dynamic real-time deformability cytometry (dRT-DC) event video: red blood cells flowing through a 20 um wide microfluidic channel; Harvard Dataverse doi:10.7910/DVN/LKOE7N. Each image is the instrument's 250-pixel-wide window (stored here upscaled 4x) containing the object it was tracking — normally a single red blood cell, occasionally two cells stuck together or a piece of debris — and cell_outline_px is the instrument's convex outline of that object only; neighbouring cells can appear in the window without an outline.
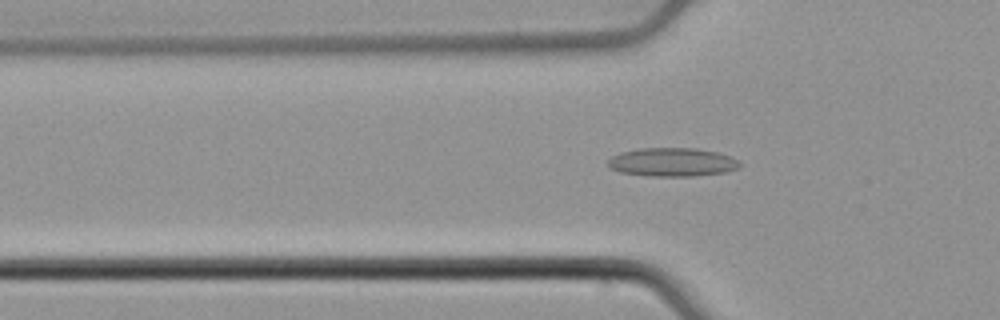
{"species": "common noctule bat (a hibernating species)", "species_latin": "Nyctalus noctula", "temperature_condition": "cold", "stored_images_in_passage": 49, "camera_frame_rate_fps": 3000, "um_per_image_px": 0.085, "animal": {"sex": "male", "body_mass_g": 21.5, "forearm_length_mm": 52.0}, "frame": {"image": 1, "passage_image": 18, "time_ms": 5.667, "image_size_px": [1000, 320], "cell_outline_px": [[740, 164], [736, 168], [724, 172], [692, 176], [648, 176], [620, 172], [608, 168], [608, 160], [612, 156], [620, 152], [640, 148], [696, 148], [716, 152], [728, 156], [736, 160]], "centroid_in_image_um": [57.06, 13.78], "position_along_channel_um": 68.7, "area_um2": 21.79}}
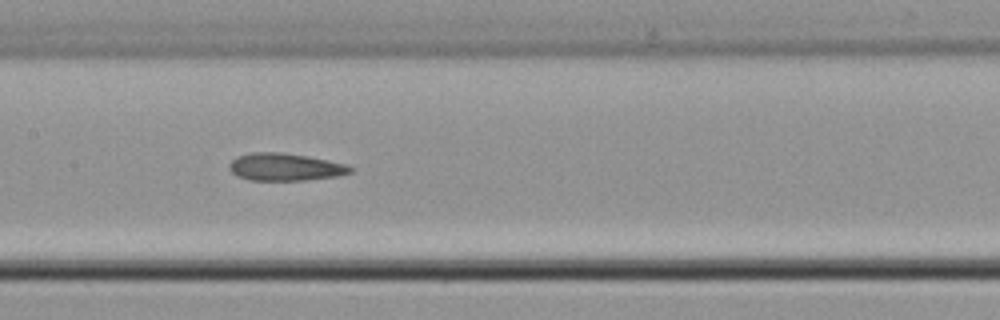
{"frame": {"image": 2, "passage_image": 27, "time_ms": 8.667, "image_size_px": [1000, 320], "cell_outline_px": [[352, 172], [336, 176], [304, 180], [248, 180], [236, 176], [228, 168], [228, 164], [236, 156], [252, 152], [280, 152], [308, 156], [344, 164], [352, 168]], "centroid_in_image_um": [24.16, 14.19], "position_along_channel_um": 183.2, "area_um2": 19.31}}
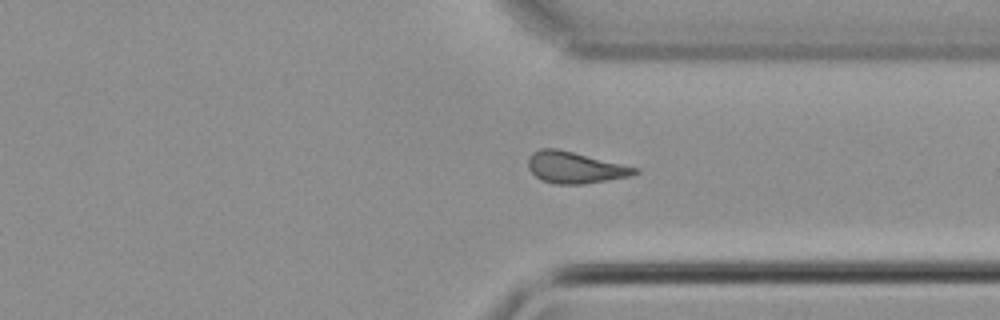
{"frame": {"image": 3, "passage_image": 41, "time_ms": 13.333, "image_size_px": [1000, 320], "cell_outline_px": [[640, 172], [632, 176], [584, 184], [556, 184], [540, 180], [528, 168], [528, 156], [532, 152], [540, 148], [556, 148], [640, 168]], "centroid_in_image_um": [48.88, 14.24], "position_along_channel_um": 362.5, "area_um2": 19.71}}